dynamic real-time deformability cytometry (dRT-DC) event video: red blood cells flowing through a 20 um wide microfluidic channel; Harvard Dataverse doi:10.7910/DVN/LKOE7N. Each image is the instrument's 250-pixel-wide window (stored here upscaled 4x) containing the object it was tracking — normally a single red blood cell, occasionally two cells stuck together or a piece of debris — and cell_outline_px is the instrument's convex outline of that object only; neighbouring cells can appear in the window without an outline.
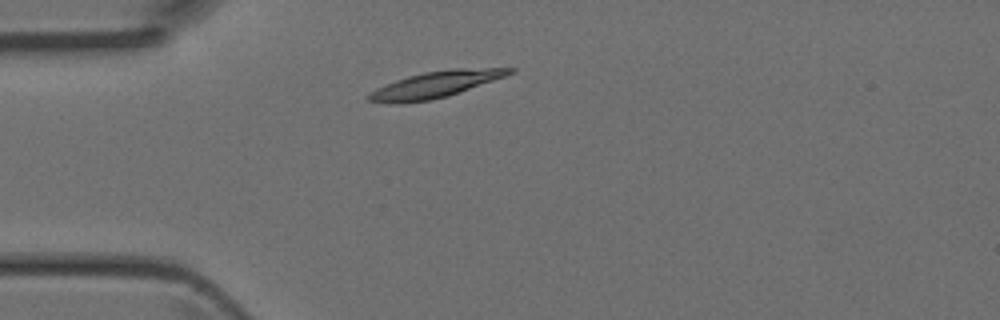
{"species": "Egyptian fruit bat (a non-hibernating species)", "species_latin": "Rousettus aegyptiacus", "temperature_condition": "room temperature", "stored_images_in_passage": 3, "camera_frame_rate_fps": 3000, "um_per_image_px": 0.085, "animal": {"sex": "female"}, "frame": {"image": 1, "passage_image": 2, "time_ms": 0.333, "image_size_px": [1000, 320], "cell_outline_px": [[516, 72], [448, 96], [428, 100], [388, 104], [364, 100], [364, 96], [376, 88], [396, 80], [408, 76], [424, 72], [456, 68], [516, 68]], "centroid_in_image_um": [36.95, 7.19], "position_along_channel_um": 48.1, "area_um2": 21.5}}